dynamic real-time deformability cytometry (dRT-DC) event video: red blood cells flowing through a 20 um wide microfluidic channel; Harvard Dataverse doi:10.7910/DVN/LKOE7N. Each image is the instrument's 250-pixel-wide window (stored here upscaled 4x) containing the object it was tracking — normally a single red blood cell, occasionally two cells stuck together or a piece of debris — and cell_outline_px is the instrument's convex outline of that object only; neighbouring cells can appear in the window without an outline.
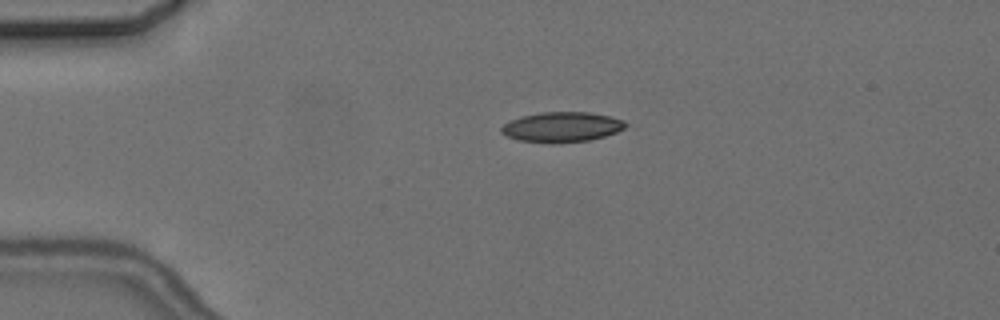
{"species": "common noctule bat (a hibernating species)", "species_latin": "Nyctalus noctula", "temperature_condition": "cold", "stored_images_in_passage": 5, "camera_frame_rate_fps": 3000, "um_per_image_px": 0.085, "animal": {"sex": "female", "body_mass_g": 24.6, "forearm_length_mm": 56.2}, "frame": {"image": 1, "passage_image": 4, "time_ms": 3.333, "image_size_px": [1000, 320], "cell_outline_px": [[628, 124], [624, 128], [616, 132], [604, 136], [588, 140], [552, 144], [520, 140], [508, 136], [500, 132], [500, 128], [508, 120], [520, 116], [540, 112], [588, 112], [608, 116], [624, 120]], "centroid_in_image_um": [47.72, 10.79], "position_along_channel_um": 37.3, "area_um2": 21.85}}